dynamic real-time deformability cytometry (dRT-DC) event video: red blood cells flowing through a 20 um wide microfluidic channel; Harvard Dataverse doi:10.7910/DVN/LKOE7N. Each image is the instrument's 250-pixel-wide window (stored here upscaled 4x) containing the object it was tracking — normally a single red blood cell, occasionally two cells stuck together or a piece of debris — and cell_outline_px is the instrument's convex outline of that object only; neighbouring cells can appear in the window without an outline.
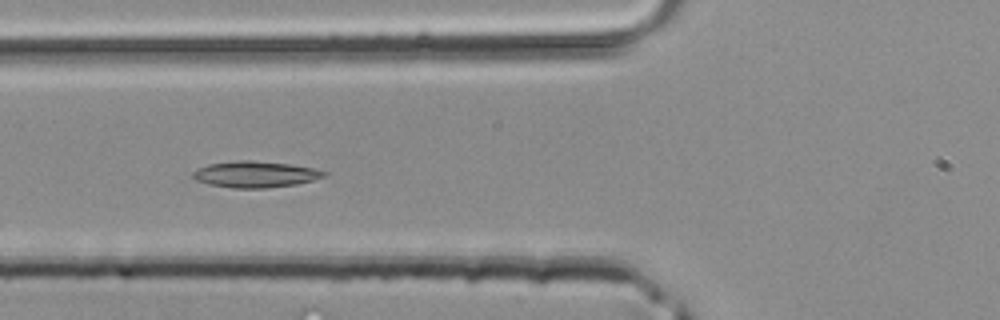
{"species": "common noctule bat (a hibernating species)", "species_latin": "Nyctalus noctula", "temperature_condition": "room temperature", "stored_images_in_passage": 42, "camera_frame_rate_fps": 3000, "um_per_image_px": 0.085, "animal": {"sex": "male", "body_mass_g": 20.4}, "frame": {"image": 1, "passage_image": 16, "time_ms": 5.0, "image_size_px": [1000, 320], "cell_outline_px": [[328, 172], [324, 176], [312, 180], [296, 184], [268, 188], [232, 188], [208, 184], [196, 180], [192, 176], [192, 172], [208, 164], [236, 160], [252, 160], [292, 164], [312, 168]], "centroid_in_image_um": [21.68, 14.81], "position_along_channel_um": 104.1, "area_um2": 20.06}}
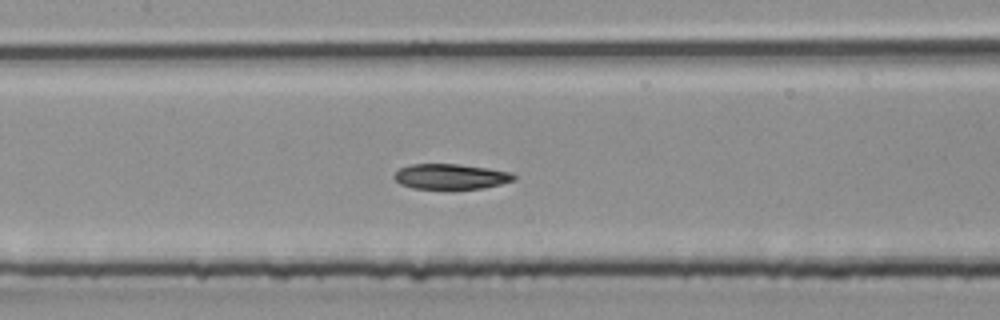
{"frame": {"image": 2, "passage_image": 20, "time_ms": 6.333, "image_size_px": [1000, 320], "cell_outline_px": [[516, 180], [484, 188], [412, 188], [400, 184], [392, 176], [400, 168], [412, 164], [460, 164], [488, 168], [512, 172], [516, 176]], "centroid_in_image_um": [38.34, 14.99], "position_along_channel_um": 169.1, "area_um2": 17.57}}
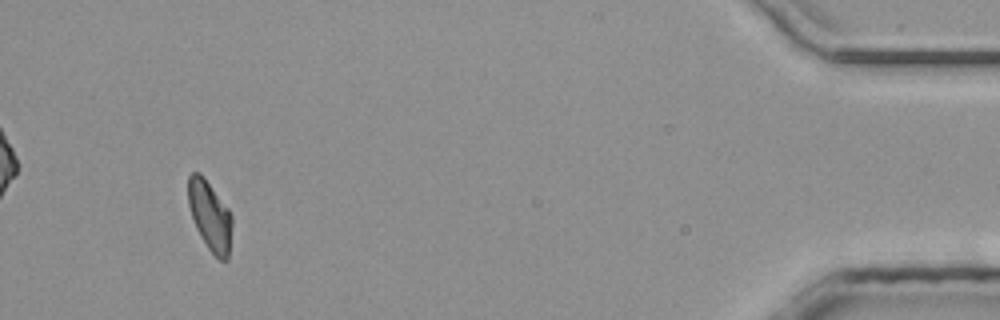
{"frame": {"image": 3, "passage_image": 40, "time_ms": 13.0, "image_size_px": [1000, 320], "cell_outline_px": [[232, 224], [228, 260], [220, 260], [208, 248], [200, 236], [192, 220], [188, 204], [188, 176], [192, 172], [200, 172], [204, 176], [228, 208], [232, 216]], "centroid_in_image_um": [17.83, 18.32], "position_along_channel_um": 417.4, "area_um2": 17.92}}